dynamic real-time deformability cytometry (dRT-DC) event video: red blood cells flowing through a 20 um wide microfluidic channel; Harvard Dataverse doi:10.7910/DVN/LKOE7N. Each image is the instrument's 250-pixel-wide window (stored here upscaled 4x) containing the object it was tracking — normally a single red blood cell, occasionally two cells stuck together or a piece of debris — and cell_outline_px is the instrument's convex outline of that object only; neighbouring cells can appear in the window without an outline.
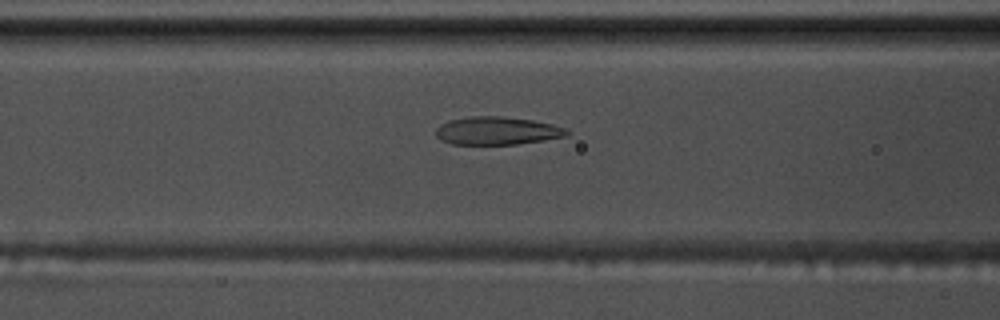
{"species": "common noctule bat (a hibernating species)", "species_latin": "Nyctalus noctula", "temperature_condition": "warm", "stored_images_in_passage": 56, "camera_frame_rate_fps": 3000, "um_per_image_px": 0.085, "animal": {"sex": "male", "body_mass_g": 17.5, "forearm_length_mm": 52.3}, "frame": {"image": 1, "passage_image": 23, "time_ms": 7.333, "image_size_px": [1000, 320], "cell_outline_px": [[568, 136], [516, 144], [452, 144], [440, 140], [436, 136], [436, 128], [440, 124], [448, 120], [472, 116], [500, 116], [532, 120], [552, 124], [564, 128], [568, 132]], "centroid_in_image_um": [42.2, 11.11], "position_along_channel_um": 124.4, "area_um2": 21.27}}
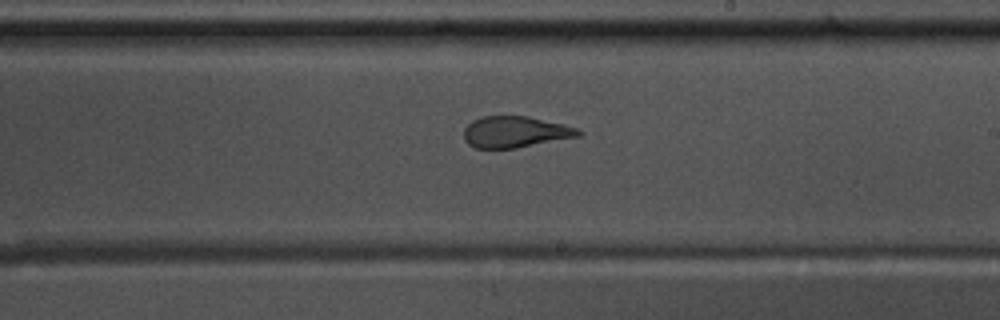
{"frame": {"image": 2, "passage_image": 33, "time_ms": 10.667, "image_size_px": [1000, 320], "cell_outline_px": [[584, 132], [580, 136], [516, 148], [476, 148], [468, 144], [464, 140], [464, 128], [472, 120], [480, 116], [528, 116], [564, 124], [576, 128]], "centroid_in_image_um": [43.79, 11.21], "position_along_channel_um": 245.2, "area_um2": 20.98}}
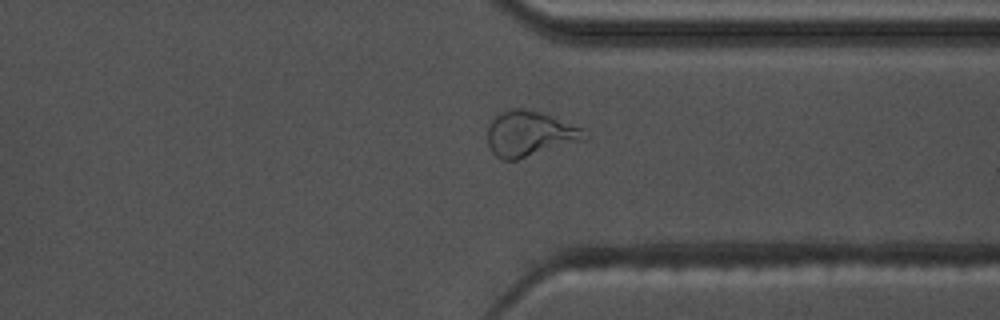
{"frame": {"image": 3, "passage_image": 43, "time_ms": 14.0, "image_size_px": [1000, 320], "cell_outline_px": [[588, 140], [516, 160], [500, 160], [492, 152], [488, 144], [488, 124], [496, 112], [512, 108], [524, 108], [540, 112], [552, 116], [584, 128], [588, 136]], "centroid_in_image_um": [45.04, 11.36], "position_along_channel_um": 366.4, "area_um2": 26.3}, "authors_computed_cell_mechanics": {"area_um2": 23.4379, "velocity_mm_per_s": 3.6426, "shape_relaxation_time_tau1_ms": 7.5547, "shape_relaxation_time_tau2_ms": 1.3827, "deformation_change_tau1": 0.2578, "deformation_change_tau2": 0.1057}}